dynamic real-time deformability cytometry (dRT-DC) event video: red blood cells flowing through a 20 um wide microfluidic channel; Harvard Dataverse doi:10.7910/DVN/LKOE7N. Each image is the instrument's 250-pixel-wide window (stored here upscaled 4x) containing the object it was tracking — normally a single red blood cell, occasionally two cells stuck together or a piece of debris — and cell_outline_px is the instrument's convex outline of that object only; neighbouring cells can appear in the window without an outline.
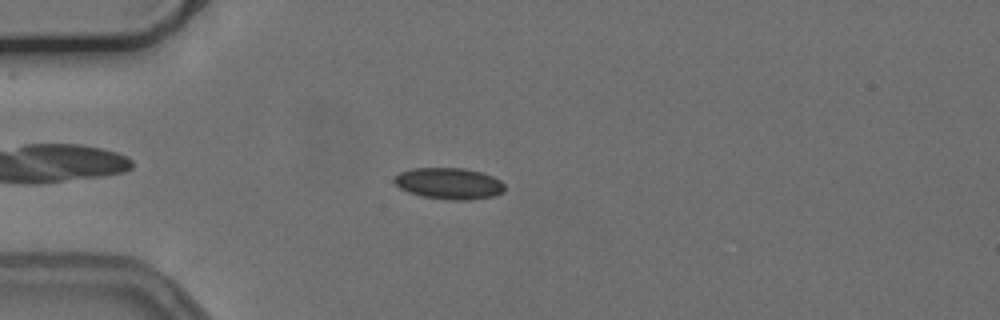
{"species": "common noctule bat (a hibernating species)", "species_latin": "Nyctalus noctula", "temperature_condition": "cold", "stored_images_in_passage": 48, "camera_frame_rate_fps": 3000, "um_per_image_px": 0.085, "animal": {"sex": "female", "body_mass_g": 24.6, "forearm_length_mm": 56.2}, "frame": {"image": 1, "passage_image": 8, "time_ms": 2.333, "image_size_px": [1000, 320], "cell_outline_px": [[504, 192], [492, 196], [468, 200], [452, 200], [420, 196], [408, 192], [400, 188], [392, 180], [400, 172], [412, 168], [464, 168], [480, 172], [492, 176], [500, 180], [504, 184]], "centroid_in_image_um": [38.15, 15.59], "position_along_channel_um": 46.8, "area_um2": 20.17}}
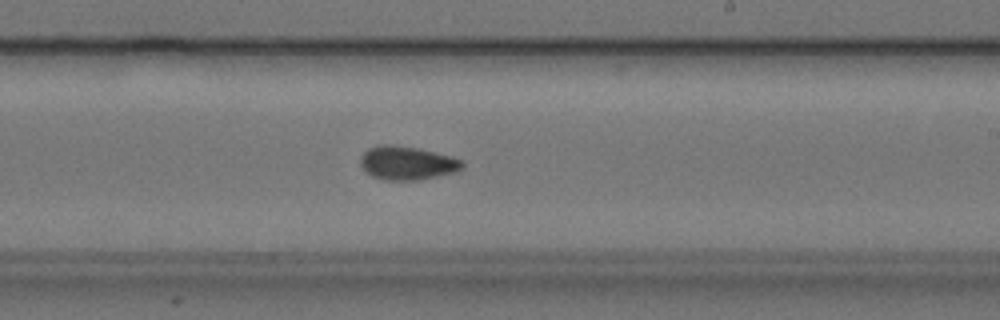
{"frame": {"image": 2, "passage_image": 26, "time_ms": 8.333, "image_size_px": [1000, 320], "cell_outline_px": [[464, 168], [456, 172], [416, 180], [384, 180], [372, 176], [360, 164], [360, 156], [368, 148], [380, 144], [388, 144], [416, 148], [452, 156], [464, 160]], "centroid_in_image_um": [34.62, 13.85], "position_along_channel_um": 254.4, "area_um2": 19.94}}
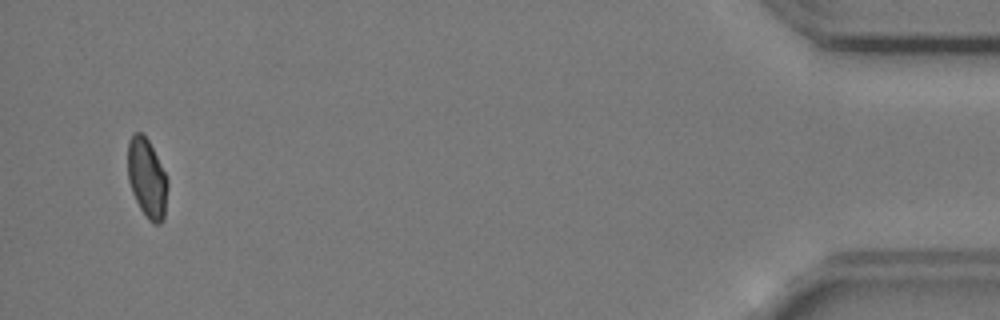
{"frame": {"image": 3, "passage_image": 46, "time_ms": 15.0, "image_size_px": [1000, 320], "cell_outline_px": [[168, 188], [164, 220], [160, 224], [152, 224], [148, 220], [140, 208], [132, 192], [128, 180], [128, 140], [132, 132], [140, 132], [148, 140], [168, 180]], "centroid_in_image_um": [12.49, 15.18], "position_along_channel_um": 422.7, "area_um2": 18.44}, "authors_computed_cell_mechanics": {"area_um2": 19.3052, "velocity_mm_per_s": 3.7539, "shape_relaxation_time_tau1_ms": null, "shape_relaxation_time_tau2_ms": 2.0278, "deformation_change_tau1": null, "deformation_change_tau2": 0.0631}}